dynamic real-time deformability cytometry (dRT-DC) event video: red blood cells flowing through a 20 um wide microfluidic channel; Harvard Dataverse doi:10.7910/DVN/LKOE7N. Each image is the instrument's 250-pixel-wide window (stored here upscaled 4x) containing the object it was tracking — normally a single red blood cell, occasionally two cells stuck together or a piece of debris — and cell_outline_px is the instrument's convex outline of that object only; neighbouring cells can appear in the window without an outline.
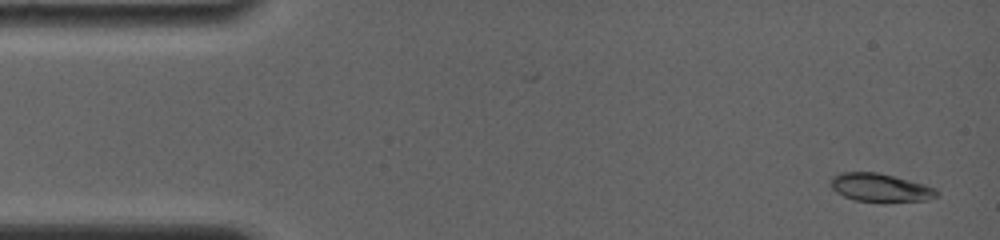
{"species": "common noctule bat (a hibernating species)", "species_latin": "Nyctalus noctula", "temperature_condition": "room temperature", "stored_images_in_passage": 40, "camera_frame_rate_fps": 4000, "um_per_image_px": 0.085, "animal": {"sex": "female", "body_mass_g": 19.0, "forearm_length_mm": 56.7}, "frame": {"image": 1, "passage_image": 2, "time_ms": 0.5, "image_size_px": [1000, 240], "cell_outline_px": [[940, 192], [936, 196], [928, 200], [856, 200], [844, 196], [836, 192], [828, 184], [832, 176], [840, 172], [876, 172], [924, 184], [936, 188]], "centroid_in_image_um": [74.77, 15.91], "position_along_channel_um": 10.2, "area_um2": 16.99}}
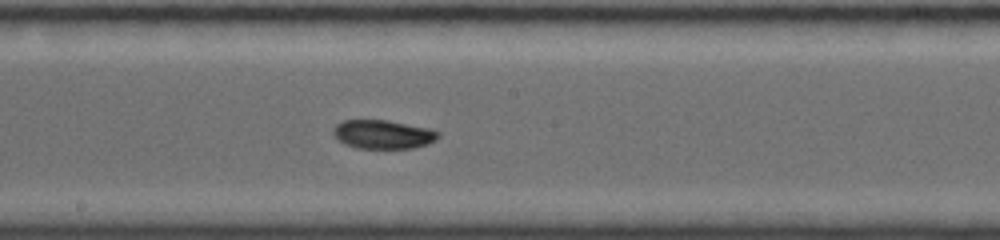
{"frame": {"image": 2, "passage_image": 22, "time_ms": 8.75, "image_size_px": [1000, 240], "cell_outline_px": [[440, 136], [436, 140], [428, 144], [412, 148], [356, 148], [344, 144], [332, 132], [332, 128], [336, 124], [344, 120], [388, 120], [428, 128], [440, 132]], "centroid_in_image_um": [32.56, 11.42], "position_along_channel_um": 215.6, "area_um2": 17.63}}
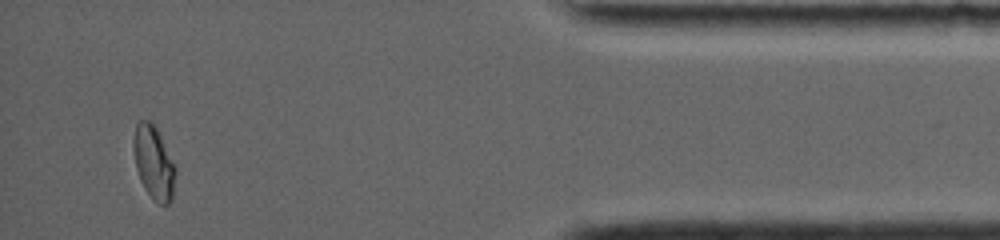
{"frame": {"image": 3, "passage_image": 38, "time_ms": 15.25, "image_size_px": [1000, 240], "cell_outline_px": [[176, 172], [172, 200], [168, 204], [160, 204], [144, 188], [140, 180], [136, 168], [132, 148], [132, 140], [136, 124], [140, 120], [148, 120], [156, 128], [176, 164]], "centroid_in_image_um": [13.07, 13.8], "position_along_channel_um": 422.1, "area_um2": 18.03}, "authors_computed_cell_mechanics": {"area_um2": 17.6001, "velocity_mm_per_s": 3.8359, "shape_relaxation_time_tau1_ms": 6.484, "shape_relaxation_time_tau2_ms": null, "deformation_change_tau1": 0.161, "deformation_change_tau2": null}}